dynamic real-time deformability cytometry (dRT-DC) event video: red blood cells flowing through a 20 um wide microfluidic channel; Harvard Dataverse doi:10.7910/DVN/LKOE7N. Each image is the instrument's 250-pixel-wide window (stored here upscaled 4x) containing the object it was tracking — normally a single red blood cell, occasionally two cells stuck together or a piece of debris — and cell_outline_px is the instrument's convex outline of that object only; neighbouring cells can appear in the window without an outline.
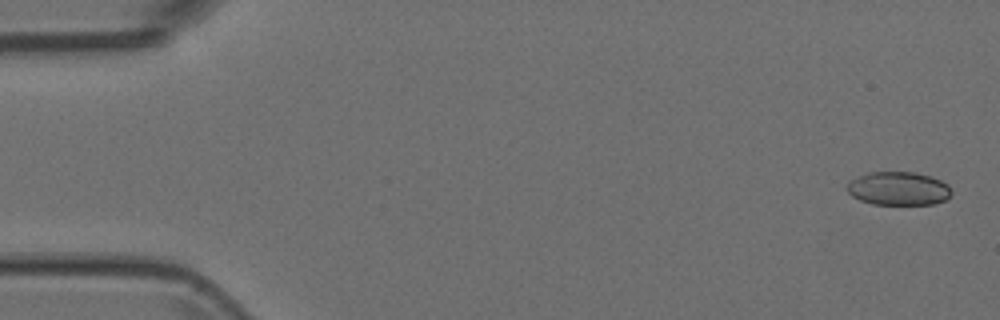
{"species": "Egyptian fruit bat (a non-hibernating species)", "species_latin": "Rousettus aegyptiacus", "temperature_condition": "room temperature", "stored_images_in_passage": 4, "camera_frame_rate_fps": 3000, "um_per_image_px": 0.085, "animal": {"sex": "female"}, "frame": {"image": 1, "passage_image": 1, "time_ms": 0.0, "image_size_px": [1000, 320], "cell_outline_px": [[952, 192], [944, 200], [932, 204], [872, 204], [860, 200], [852, 196], [848, 192], [848, 180], [868, 172], [912, 172], [932, 176], [948, 184]], "centroid_in_image_um": [76.35, 16.01], "position_along_channel_um": 8.6, "area_um2": 20.35}}
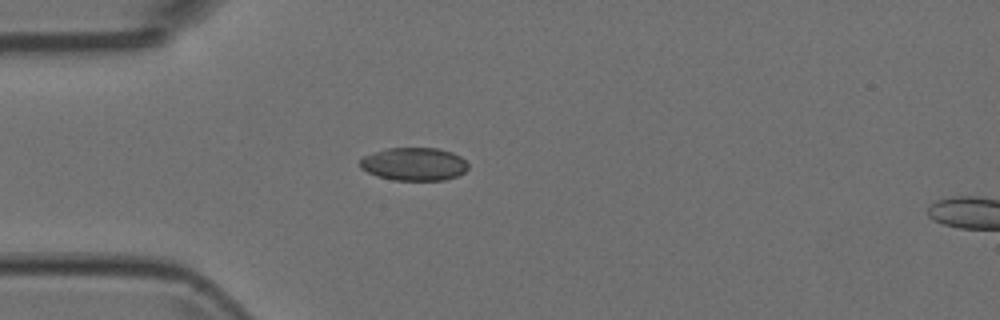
{"frame": {"image": 2, "passage_image": 4, "time_ms": 1.0, "image_size_px": [1000, 320], "cell_outline_px": [[468, 168], [464, 172], [456, 176], [444, 180], [392, 180], [376, 176], [360, 168], [360, 160], [364, 156], [388, 148], [436, 148], [452, 152], [460, 156], [468, 164]], "centroid_in_image_um": [35.19, 13.95], "position_along_channel_um": 49.8, "area_um2": 20.75}}